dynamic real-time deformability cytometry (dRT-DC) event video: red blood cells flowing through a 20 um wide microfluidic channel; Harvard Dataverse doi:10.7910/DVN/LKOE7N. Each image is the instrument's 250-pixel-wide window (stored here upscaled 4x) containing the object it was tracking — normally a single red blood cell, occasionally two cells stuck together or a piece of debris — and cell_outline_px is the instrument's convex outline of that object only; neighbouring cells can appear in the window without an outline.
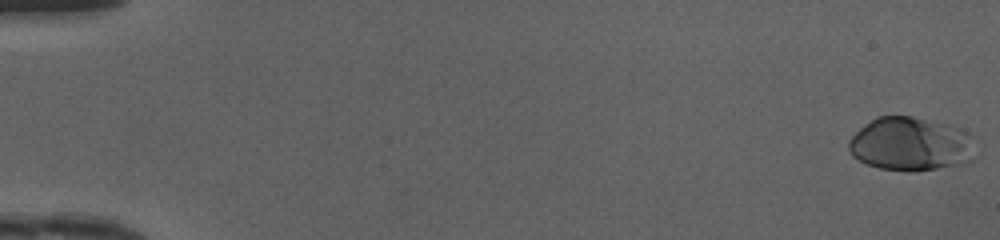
{"species": "human", "species_latin": "Homo sapiens", "temperature_condition": "cold", "stored_images_in_passage": 50, "camera_frame_rate_fps": 3000, "um_per_image_px": 0.085, "donor": {"sex": "female"}, "frame": {"image": 1, "passage_image": 1, "time_ms": 0.0, "image_size_px": [1000, 240], "cell_outline_px": [[972, 160], [964, 164], [916, 172], [908, 172], [880, 168], [868, 164], [852, 156], [848, 148], [848, 140], [860, 128], [876, 116], [912, 116], [960, 128], [964, 132]], "centroid_in_image_um": [77.29, 12.27], "position_along_channel_um": 7.7, "area_um2": 38.84}}
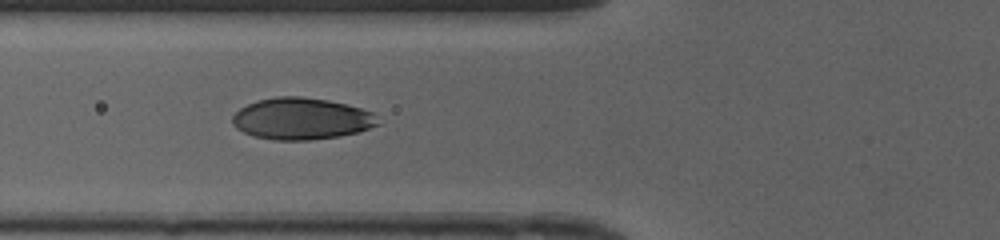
{"frame": {"image": 2, "passage_image": 20, "time_ms": 6.333, "image_size_px": [1000, 240], "cell_outline_px": [[380, 124], [360, 132], [340, 136], [308, 140], [276, 140], [256, 136], [244, 132], [236, 128], [232, 124], [232, 116], [240, 108], [256, 100], [276, 96], [300, 96], [328, 100], [348, 104], [372, 112]], "centroid_in_image_um": [25.63, 10.08], "position_along_channel_um": 100.2, "area_um2": 35.43}}
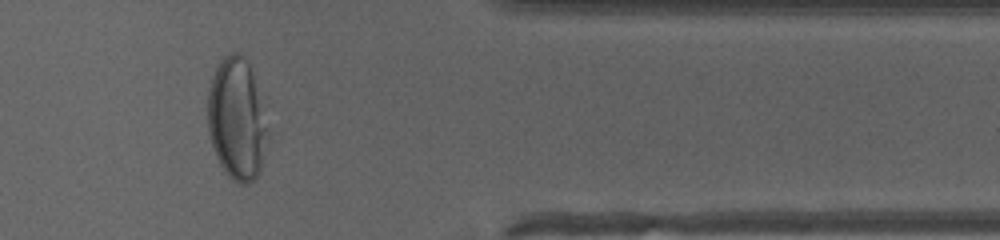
{"frame": {"image": 3, "passage_image": 42, "time_ms": 13.667, "image_size_px": [1000, 240], "cell_outline_px": [[268, 128], [260, 172], [256, 180], [248, 184], [240, 184], [228, 176], [220, 164], [216, 156], [208, 132], [208, 92], [216, 68], [220, 60], [228, 52], [240, 52], [248, 60], [268, 104]], "centroid_in_image_um": [20.2, 10.06], "position_along_channel_um": 391.2, "area_um2": 43.99}, "authors_computed_cell_mechanics": {"area_um2": 36.8186, "velocity_mm_per_s": 4.1616, "shape_relaxation_time_tau1_ms": 2.8632, "shape_relaxation_time_tau2_ms": null, "deformation_change_tau1": 0.1582, "deformation_change_tau2": null}}